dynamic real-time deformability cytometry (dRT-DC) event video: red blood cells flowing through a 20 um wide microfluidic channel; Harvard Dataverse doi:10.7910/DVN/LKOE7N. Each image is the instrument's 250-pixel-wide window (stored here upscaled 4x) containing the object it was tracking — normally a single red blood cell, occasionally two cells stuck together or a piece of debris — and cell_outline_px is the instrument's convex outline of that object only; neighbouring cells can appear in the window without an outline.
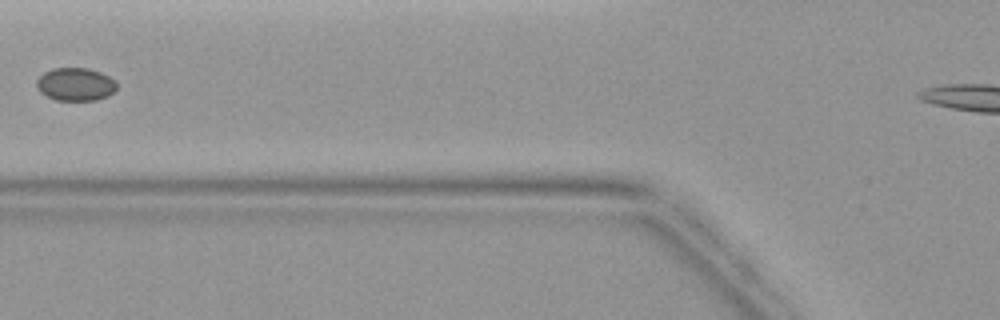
{"species": "common noctule bat (a hibernating species)", "species_latin": "Nyctalus noctula", "temperature_condition": "warm", "stored_images_in_passage": 5, "camera_frame_rate_fps": 3000, "um_per_image_px": 0.085, "animal": {"sex": "female", "body_mass_g": 19.9}, "frame": {"image": 1, "passage_image": 5, "time_ms": 4.667, "image_size_px": [1000, 320], "cell_outline_px": [[116, 88], [108, 96], [96, 100], [56, 100], [40, 92], [36, 88], [36, 80], [44, 72], [52, 68], [88, 68], [100, 72], [116, 80]], "centroid_in_image_um": [6.4, 7.16], "position_along_channel_um": 119.4, "area_um2": 15.43}}